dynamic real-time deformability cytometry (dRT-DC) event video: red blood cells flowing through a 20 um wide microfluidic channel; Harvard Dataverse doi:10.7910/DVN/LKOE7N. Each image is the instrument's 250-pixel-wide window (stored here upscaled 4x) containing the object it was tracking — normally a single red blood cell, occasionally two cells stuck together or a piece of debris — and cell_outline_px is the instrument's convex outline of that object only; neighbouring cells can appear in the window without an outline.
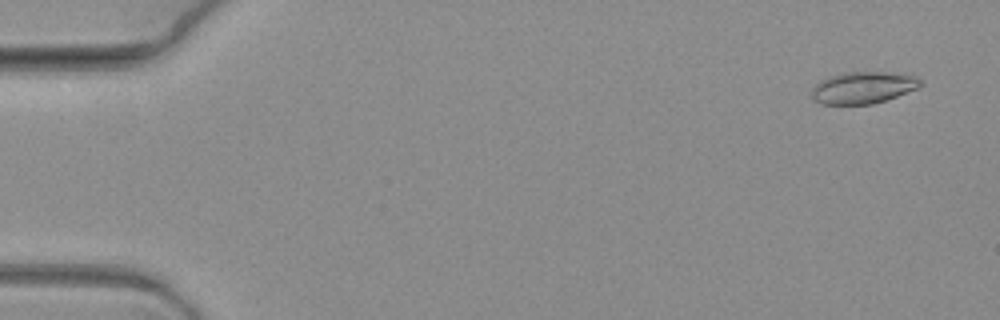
{"species": "common noctule bat (a hibernating species)", "species_latin": "Nyctalus noctula", "temperature_condition": "warm", "stored_images_in_passage": 5, "camera_frame_rate_fps": 3000, "um_per_image_px": 0.085, "animal": {"sex": "female", "body_mass_g": 19.3, "forearm_length_mm": 54.1}, "frame": {"image": 1, "passage_image": 1, "time_ms": 0.0, "image_size_px": [1000, 320], "cell_outline_px": [[924, 84], [920, 88], [872, 104], [820, 104], [812, 100], [812, 88], [820, 80], [828, 76], [844, 72], [888, 72], [912, 76], [920, 80]], "centroid_in_image_um": [73.33, 7.45], "position_along_channel_um": 11.7, "area_um2": 20.23}}
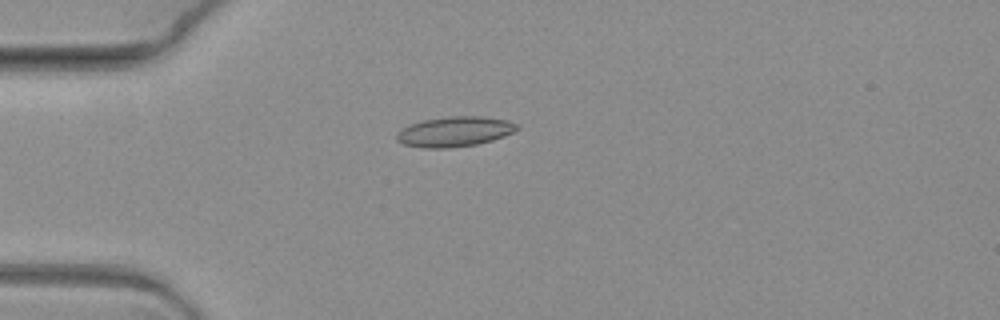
{"frame": {"image": 2, "passage_image": 4, "time_ms": 1.0, "image_size_px": [1000, 320], "cell_outline_px": [[520, 128], [504, 136], [492, 140], [476, 144], [448, 148], [424, 148], [404, 144], [396, 140], [396, 132], [408, 124], [424, 120], [452, 116], [484, 116], [508, 120], [520, 124]], "centroid_in_image_um": [38.65, 11.18], "position_along_channel_um": 46.3, "area_um2": 21.21}}